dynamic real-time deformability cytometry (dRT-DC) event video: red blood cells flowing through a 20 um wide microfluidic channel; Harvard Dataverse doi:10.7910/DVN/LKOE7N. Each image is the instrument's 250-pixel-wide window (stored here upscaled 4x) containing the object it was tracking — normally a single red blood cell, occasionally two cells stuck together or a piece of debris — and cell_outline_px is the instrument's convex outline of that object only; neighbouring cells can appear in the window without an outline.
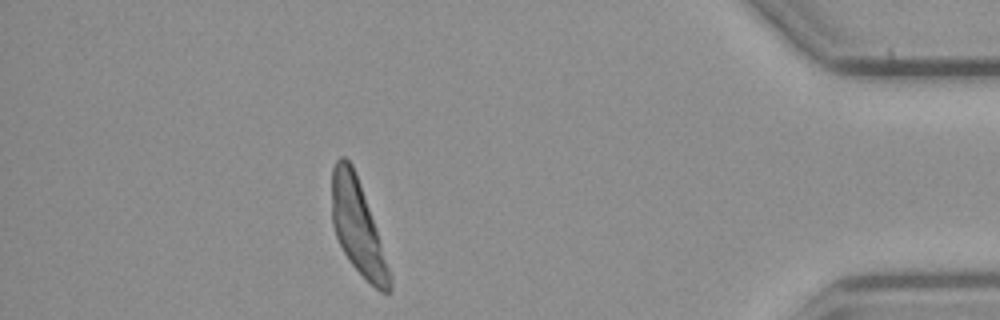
{"species": "common noctule bat (a hibernating species)", "species_latin": "Nyctalus noctula", "temperature_condition": "cold", "stored_images_in_passage": 48, "camera_frame_rate_fps": 3000, "um_per_image_px": 0.085, "animal": {"sex": "male", "body_mass_g": 23.1, "forearm_length_mm": 52.7}, "frame": {"image": 1, "passage_image": 42, "time_ms": 13.667, "image_size_px": [1000, 320], "cell_outline_px": [[392, 292], [380, 292], [348, 260], [336, 236], [332, 224], [332, 168], [336, 160], [340, 156], [344, 156], [352, 164], [356, 172], [392, 280]], "centroid_in_image_um": [30.36, 19.26], "position_along_channel_um": 404.8, "area_um2": 30.58}}